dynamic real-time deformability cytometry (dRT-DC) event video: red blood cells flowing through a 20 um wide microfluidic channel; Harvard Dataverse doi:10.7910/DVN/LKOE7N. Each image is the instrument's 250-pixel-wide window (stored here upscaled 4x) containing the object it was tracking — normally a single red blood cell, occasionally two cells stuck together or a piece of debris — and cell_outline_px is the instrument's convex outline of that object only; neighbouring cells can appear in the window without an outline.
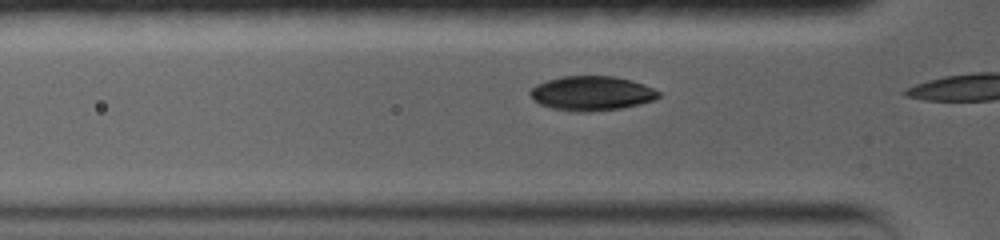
{"species": "common noctule bat (a hibernating species)", "species_latin": "Nyctalus noctula", "temperature_condition": "warm", "stored_images_in_passage": 6, "camera_frame_rate_fps": 5000, "um_per_image_px": 0.085, "animal": {"sex": "female", "body_mass_g": 19.0, "forearm_length_mm": 56.7}, "frame": {"image": 1, "passage_image": 5, "time_ms": 1.2, "image_size_px": [1000, 240], "cell_outline_px": [[660, 96], [652, 100], [640, 104], [620, 108], [588, 112], [572, 112], [552, 108], [540, 104], [528, 92], [536, 84], [560, 76], [612, 76], [644, 84], [660, 92]], "centroid_in_image_um": [50.27, 7.93], "position_along_channel_um": 75.5, "area_um2": 25.61}}